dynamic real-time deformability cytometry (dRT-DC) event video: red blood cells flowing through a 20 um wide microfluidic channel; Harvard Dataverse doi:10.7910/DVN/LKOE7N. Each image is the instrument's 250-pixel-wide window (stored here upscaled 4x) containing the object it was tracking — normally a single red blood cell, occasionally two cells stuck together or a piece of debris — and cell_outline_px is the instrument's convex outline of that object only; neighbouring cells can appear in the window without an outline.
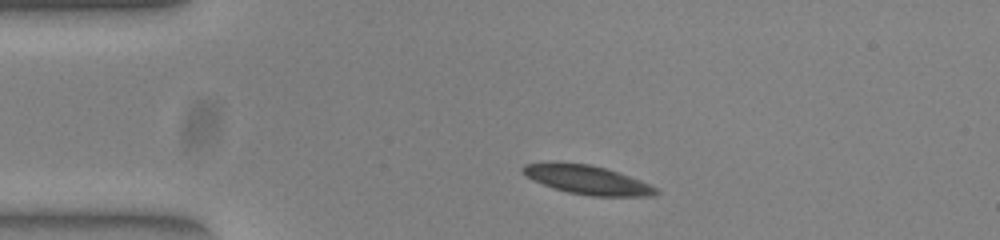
{"species": "common noctule bat (a hibernating species)", "species_latin": "Nyctalus noctula", "temperature_condition": "warm", "stored_images_in_passage": 43, "camera_frame_rate_fps": 3000, "um_per_image_px": 0.085, "animal": {"sex": "female", "body_mass_g": 23.0, "forearm_length_mm": 53.4}, "frame": {"image": 1, "passage_image": 1, "time_ms": 0.0, "image_size_px": [1000, 240], "cell_outline_px": [[660, 192], [652, 196], [592, 196], [568, 192], [552, 188], [532, 180], [520, 168], [524, 164], [588, 164], [604, 168], [628, 176], [648, 184], [656, 188]], "centroid_in_image_um": [49.94, 15.32], "position_along_channel_um": 35.1, "area_um2": 21.56}}
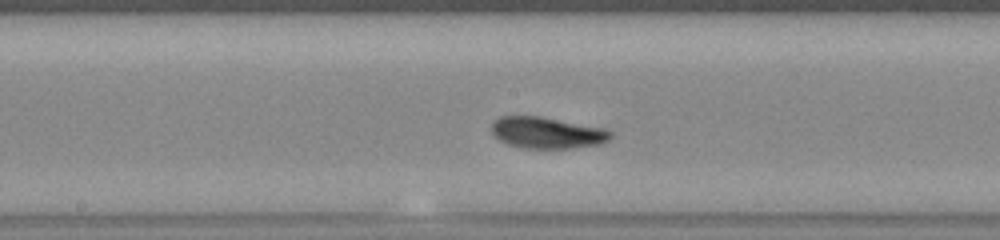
{"frame": {"image": 2, "passage_image": 17, "time_ms": 5.333, "image_size_px": [1000, 240], "cell_outline_px": [[612, 136], [608, 140], [600, 144], [572, 148], [520, 148], [508, 144], [500, 140], [492, 132], [492, 124], [500, 116], [540, 116], [608, 128], [612, 132]], "centroid_in_image_um": [46.55, 11.28], "position_along_channel_um": 201.7, "area_um2": 21.91}}
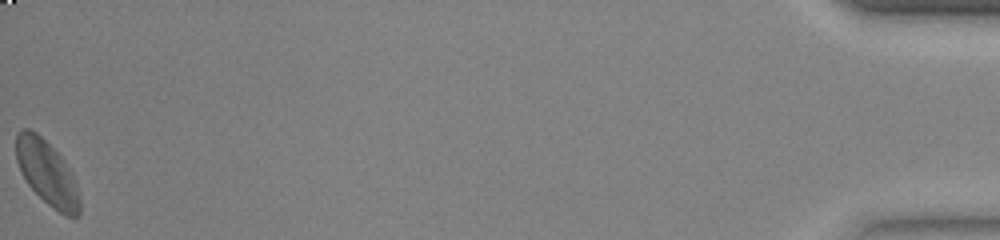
{"frame": {"image": 3, "passage_image": 43, "time_ms": 14.0, "image_size_px": [1000, 240], "cell_outline_px": [[80, 212], [76, 216], [64, 216], [48, 204], [28, 184], [16, 160], [16, 132], [20, 128], [28, 128], [36, 132], [60, 156], [68, 168], [72, 176], [80, 200]], "centroid_in_image_um": [3.97, 14.68], "position_along_channel_um": 431.2, "area_um2": 23.29}, "authors_computed_cell_mechanics": {"area_um2": 21.7906, "velocity_mm_per_s": 3.8473, "shape_relaxation_time_tau1_ms": 2.3731, "shape_relaxation_time_tau2_ms": 1.6925, "deformation_change_tau1": 0.1099, "deformation_change_tau2": 0.0593}}